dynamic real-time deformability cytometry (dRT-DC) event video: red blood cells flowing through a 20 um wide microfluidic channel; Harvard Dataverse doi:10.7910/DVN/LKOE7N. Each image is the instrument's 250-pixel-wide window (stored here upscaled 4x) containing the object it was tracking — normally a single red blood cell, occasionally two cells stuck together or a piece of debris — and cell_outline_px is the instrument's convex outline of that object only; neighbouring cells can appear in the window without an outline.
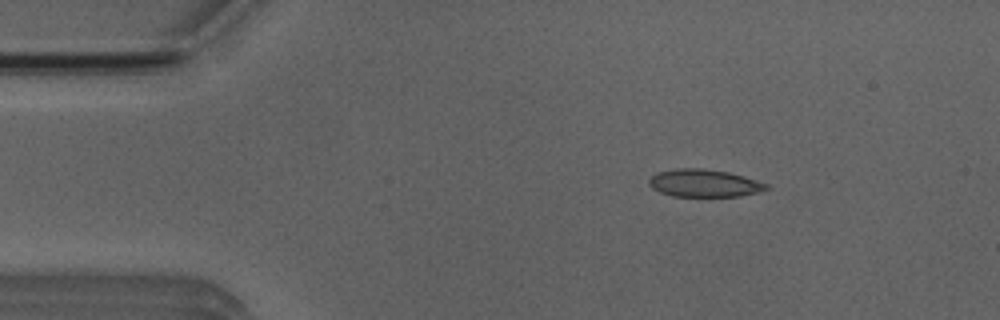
{"species": "Egyptian fruit bat (a non-hibernating species)", "species_latin": "Rousettus aegyptiacus", "temperature_condition": "room temperature", "stored_images_in_passage": 5, "camera_frame_rate_fps": 3000, "um_per_image_px": 0.085, "animal": {"sex": "male"}, "frame": {"image": 1, "passage_image": 2, "time_ms": 1.0, "image_size_px": [1000, 320], "cell_outline_px": [[768, 188], [760, 192], [740, 196], [672, 196], [660, 192], [652, 188], [648, 184], [648, 180], [652, 176], [660, 172], [680, 168], [704, 168], [728, 172], [744, 176], [768, 184]], "centroid_in_image_um": [59.86, 15.57], "position_along_channel_um": 25.1, "area_um2": 18.79}}